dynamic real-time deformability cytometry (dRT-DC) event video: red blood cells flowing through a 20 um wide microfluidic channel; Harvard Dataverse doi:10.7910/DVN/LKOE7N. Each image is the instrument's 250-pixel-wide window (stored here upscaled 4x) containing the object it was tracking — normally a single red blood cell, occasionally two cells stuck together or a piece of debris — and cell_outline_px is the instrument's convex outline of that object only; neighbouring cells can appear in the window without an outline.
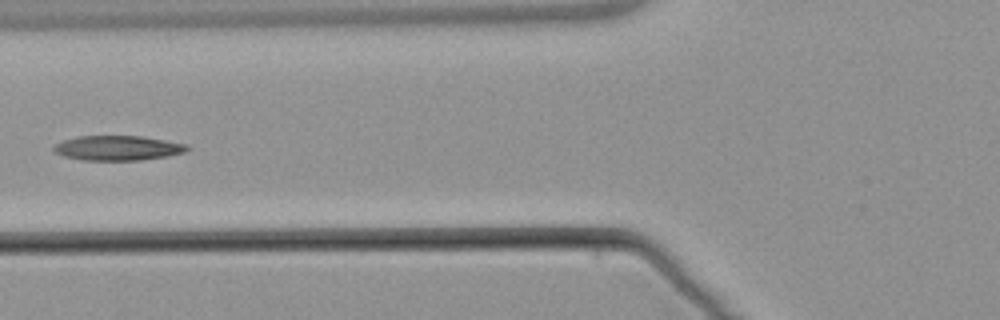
{"species": "common noctule bat (a hibernating species)", "species_latin": "Nyctalus noctula", "temperature_condition": "warm", "stored_images_in_passage": 6, "camera_frame_rate_fps": 3000, "um_per_image_px": 0.085, "animal": {"sex": "male", "body_mass_g": 21.5, "forearm_length_mm": 52.0}, "frame": {"image": 1, "passage_image": 6, "time_ms": 7.0, "image_size_px": [1000, 320], "cell_outline_px": [[192, 148], [184, 152], [168, 156], [140, 160], [84, 160], [64, 156], [56, 152], [52, 148], [56, 144], [64, 140], [80, 136], [144, 136], [188, 144]], "centroid_in_image_um": [10.08, 12.57], "position_along_channel_um": 115.7, "area_um2": 19.25}}